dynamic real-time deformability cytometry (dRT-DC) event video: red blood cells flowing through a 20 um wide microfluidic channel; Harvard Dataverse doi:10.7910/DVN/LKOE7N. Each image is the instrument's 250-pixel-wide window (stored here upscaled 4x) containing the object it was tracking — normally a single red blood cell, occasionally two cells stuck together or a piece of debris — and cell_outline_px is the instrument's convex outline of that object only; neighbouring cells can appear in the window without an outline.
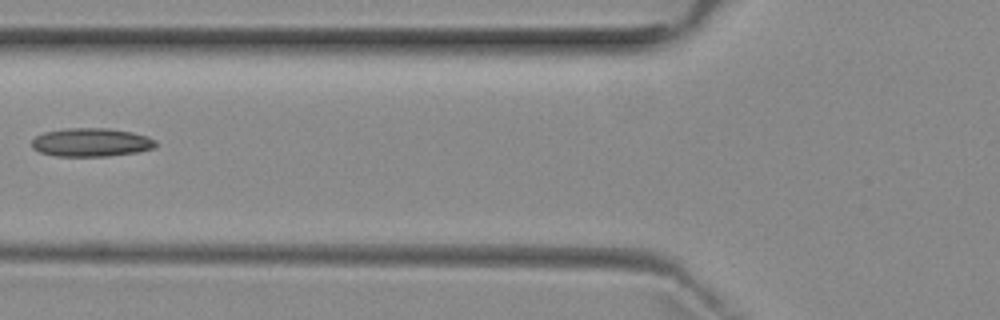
{"species": "common noctule bat (a hibernating species)", "species_latin": "Nyctalus noctula", "temperature_condition": "room temperature", "stored_images_in_passage": 5, "camera_frame_rate_fps": 3000, "um_per_image_px": 0.085, "animal": {"sex": "female", "body_mass_g": 29.2, "forearm_length_mm": 56.3}, "frame": {"image": 1, "passage_image": 4, "time_ms": 3.333, "image_size_px": [1000, 320], "cell_outline_px": [[156, 144], [152, 148], [140, 152], [108, 156], [56, 156], [40, 152], [32, 148], [32, 140], [36, 136], [44, 132], [64, 128], [108, 128], [132, 132], [148, 136], [156, 140]], "centroid_in_image_um": [7.75, 12.1], "position_along_channel_um": 118.0, "area_um2": 20.69}}
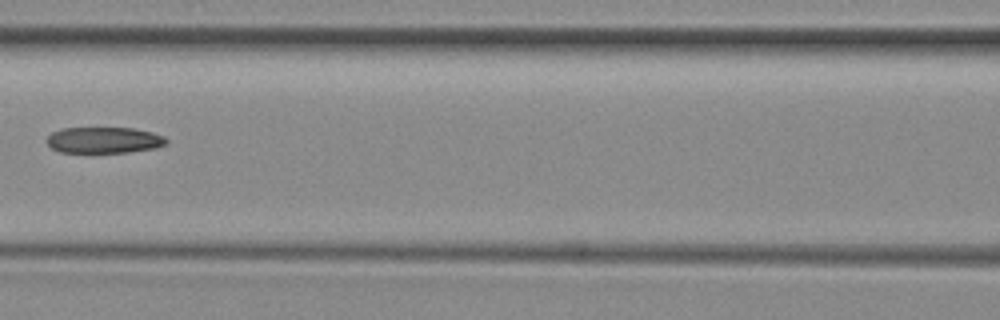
{"frame": {"image": 2, "passage_image": 5, "time_ms": 4.333, "image_size_px": [1000, 320], "cell_outline_px": [[168, 144], [156, 148], [128, 152], [60, 152], [52, 148], [48, 144], [48, 136], [52, 132], [60, 128], [132, 128], [152, 132], [164, 136], [168, 140]], "centroid_in_image_um": [8.87, 11.9], "position_along_channel_um": 157.7, "area_um2": 18.21}}